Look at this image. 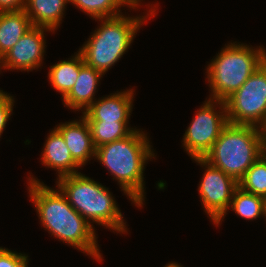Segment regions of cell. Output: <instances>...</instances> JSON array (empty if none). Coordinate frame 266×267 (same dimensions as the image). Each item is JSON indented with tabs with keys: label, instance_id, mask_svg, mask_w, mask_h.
<instances>
[{
	"label": "cell",
	"instance_id": "6da1fadb",
	"mask_svg": "<svg viewBox=\"0 0 266 267\" xmlns=\"http://www.w3.org/2000/svg\"><path fill=\"white\" fill-rule=\"evenodd\" d=\"M31 174L27 177V190L44 230L60 242L102 262L103 256L100 253L95 227L69 204L67 197L58 187L51 188Z\"/></svg>",
	"mask_w": 266,
	"mask_h": 267
},
{
	"label": "cell",
	"instance_id": "7a4b0ae2",
	"mask_svg": "<svg viewBox=\"0 0 266 267\" xmlns=\"http://www.w3.org/2000/svg\"><path fill=\"white\" fill-rule=\"evenodd\" d=\"M148 134L134 130L121 140L96 148L95 159L110 172L119 188L138 208L145 202L144 171L148 161L156 159Z\"/></svg>",
	"mask_w": 266,
	"mask_h": 267
},
{
	"label": "cell",
	"instance_id": "3957f363",
	"mask_svg": "<svg viewBox=\"0 0 266 267\" xmlns=\"http://www.w3.org/2000/svg\"><path fill=\"white\" fill-rule=\"evenodd\" d=\"M146 6L150 7L149 11L147 9L141 16L121 14L112 18L96 19L95 21H100V26L78 49L84 63L105 76L106 72L128 52L135 35L145 22L157 15L159 6L157 3Z\"/></svg>",
	"mask_w": 266,
	"mask_h": 267
},
{
	"label": "cell",
	"instance_id": "277c9868",
	"mask_svg": "<svg viewBox=\"0 0 266 267\" xmlns=\"http://www.w3.org/2000/svg\"><path fill=\"white\" fill-rule=\"evenodd\" d=\"M55 183L69 204L92 227L95 223L114 233H128L127 222L109 188L81 172L60 177Z\"/></svg>",
	"mask_w": 266,
	"mask_h": 267
},
{
	"label": "cell",
	"instance_id": "5b68a950",
	"mask_svg": "<svg viewBox=\"0 0 266 267\" xmlns=\"http://www.w3.org/2000/svg\"><path fill=\"white\" fill-rule=\"evenodd\" d=\"M228 43L205 68L210 99L225 101L266 61V48L262 45Z\"/></svg>",
	"mask_w": 266,
	"mask_h": 267
},
{
	"label": "cell",
	"instance_id": "8992f818",
	"mask_svg": "<svg viewBox=\"0 0 266 267\" xmlns=\"http://www.w3.org/2000/svg\"><path fill=\"white\" fill-rule=\"evenodd\" d=\"M260 132V127L228 123L203 159L238 182L260 157Z\"/></svg>",
	"mask_w": 266,
	"mask_h": 267
},
{
	"label": "cell",
	"instance_id": "52a82bcc",
	"mask_svg": "<svg viewBox=\"0 0 266 267\" xmlns=\"http://www.w3.org/2000/svg\"><path fill=\"white\" fill-rule=\"evenodd\" d=\"M224 102L230 124L266 128V61Z\"/></svg>",
	"mask_w": 266,
	"mask_h": 267
},
{
	"label": "cell",
	"instance_id": "ba28073f",
	"mask_svg": "<svg viewBox=\"0 0 266 267\" xmlns=\"http://www.w3.org/2000/svg\"><path fill=\"white\" fill-rule=\"evenodd\" d=\"M228 123L225 102L206 98L183 134L184 150L191 159L203 158Z\"/></svg>",
	"mask_w": 266,
	"mask_h": 267
},
{
	"label": "cell",
	"instance_id": "9c48e42d",
	"mask_svg": "<svg viewBox=\"0 0 266 267\" xmlns=\"http://www.w3.org/2000/svg\"><path fill=\"white\" fill-rule=\"evenodd\" d=\"M204 168L198 184L200 202L213 225L228 211L238 182L203 158H192Z\"/></svg>",
	"mask_w": 266,
	"mask_h": 267
},
{
	"label": "cell",
	"instance_id": "30bf717a",
	"mask_svg": "<svg viewBox=\"0 0 266 267\" xmlns=\"http://www.w3.org/2000/svg\"><path fill=\"white\" fill-rule=\"evenodd\" d=\"M45 32H53L44 27L33 26L11 50L1 58V70L33 71L43 66L46 52Z\"/></svg>",
	"mask_w": 266,
	"mask_h": 267
},
{
	"label": "cell",
	"instance_id": "8fae6325",
	"mask_svg": "<svg viewBox=\"0 0 266 267\" xmlns=\"http://www.w3.org/2000/svg\"><path fill=\"white\" fill-rule=\"evenodd\" d=\"M135 90L117 91L96 99L83 113L86 121H129L133 109Z\"/></svg>",
	"mask_w": 266,
	"mask_h": 267
},
{
	"label": "cell",
	"instance_id": "7c38bea8",
	"mask_svg": "<svg viewBox=\"0 0 266 267\" xmlns=\"http://www.w3.org/2000/svg\"><path fill=\"white\" fill-rule=\"evenodd\" d=\"M80 119L59 123L55 128L63 136L74 161L82 168L96 155L88 122L82 115Z\"/></svg>",
	"mask_w": 266,
	"mask_h": 267
},
{
	"label": "cell",
	"instance_id": "4fadbf2b",
	"mask_svg": "<svg viewBox=\"0 0 266 267\" xmlns=\"http://www.w3.org/2000/svg\"><path fill=\"white\" fill-rule=\"evenodd\" d=\"M41 152V164L57 171L60 177L79 173L81 167L74 161L61 133L54 127L46 137Z\"/></svg>",
	"mask_w": 266,
	"mask_h": 267
},
{
	"label": "cell",
	"instance_id": "5bb4252c",
	"mask_svg": "<svg viewBox=\"0 0 266 267\" xmlns=\"http://www.w3.org/2000/svg\"><path fill=\"white\" fill-rule=\"evenodd\" d=\"M103 76L101 72L84 64L73 88L62 99L64 106L73 111L81 110L83 113L97 99L96 90Z\"/></svg>",
	"mask_w": 266,
	"mask_h": 267
},
{
	"label": "cell",
	"instance_id": "9a60e30c",
	"mask_svg": "<svg viewBox=\"0 0 266 267\" xmlns=\"http://www.w3.org/2000/svg\"><path fill=\"white\" fill-rule=\"evenodd\" d=\"M68 4L69 0H25L24 11L32 26L48 28L55 33Z\"/></svg>",
	"mask_w": 266,
	"mask_h": 267
},
{
	"label": "cell",
	"instance_id": "2e32d148",
	"mask_svg": "<svg viewBox=\"0 0 266 267\" xmlns=\"http://www.w3.org/2000/svg\"><path fill=\"white\" fill-rule=\"evenodd\" d=\"M24 10L0 12V59L32 28Z\"/></svg>",
	"mask_w": 266,
	"mask_h": 267
},
{
	"label": "cell",
	"instance_id": "e0dca14e",
	"mask_svg": "<svg viewBox=\"0 0 266 267\" xmlns=\"http://www.w3.org/2000/svg\"><path fill=\"white\" fill-rule=\"evenodd\" d=\"M81 53L77 50L68 60H59L51 65L48 72V80L53 89L61 93L63 99L73 88L79 75L80 68L84 65Z\"/></svg>",
	"mask_w": 266,
	"mask_h": 267
},
{
	"label": "cell",
	"instance_id": "ac0fdd59",
	"mask_svg": "<svg viewBox=\"0 0 266 267\" xmlns=\"http://www.w3.org/2000/svg\"><path fill=\"white\" fill-rule=\"evenodd\" d=\"M230 209L214 224L220 226L223 219L229 212L233 210L236 215L246 220H257V218L266 217V199L253 193L246 192L237 187L233 193V197L229 206Z\"/></svg>",
	"mask_w": 266,
	"mask_h": 267
},
{
	"label": "cell",
	"instance_id": "d6986e66",
	"mask_svg": "<svg viewBox=\"0 0 266 267\" xmlns=\"http://www.w3.org/2000/svg\"><path fill=\"white\" fill-rule=\"evenodd\" d=\"M90 127L94 146L100 147L113 141L121 140L130 135L136 128L129 126V121H87ZM131 127V128H130Z\"/></svg>",
	"mask_w": 266,
	"mask_h": 267
},
{
	"label": "cell",
	"instance_id": "ffe728a7",
	"mask_svg": "<svg viewBox=\"0 0 266 267\" xmlns=\"http://www.w3.org/2000/svg\"><path fill=\"white\" fill-rule=\"evenodd\" d=\"M69 3L95 20L119 16L123 14L121 8L125 6L131 10L140 9V7H131L125 0H69Z\"/></svg>",
	"mask_w": 266,
	"mask_h": 267
},
{
	"label": "cell",
	"instance_id": "44dd1931",
	"mask_svg": "<svg viewBox=\"0 0 266 267\" xmlns=\"http://www.w3.org/2000/svg\"><path fill=\"white\" fill-rule=\"evenodd\" d=\"M238 187L266 199V162L259 157L238 181Z\"/></svg>",
	"mask_w": 266,
	"mask_h": 267
},
{
	"label": "cell",
	"instance_id": "7402d4cb",
	"mask_svg": "<svg viewBox=\"0 0 266 267\" xmlns=\"http://www.w3.org/2000/svg\"><path fill=\"white\" fill-rule=\"evenodd\" d=\"M27 254L0 247V267H28Z\"/></svg>",
	"mask_w": 266,
	"mask_h": 267
},
{
	"label": "cell",
	"instance_id": "603a6c76",
	"mask_svg": "<svg viewBox=\"0 0 266 267\" xmlns=\"http://www.w3.org/2000/svg\"><path fill=\"white\" fill-rule=\"evenodd\" d=\"M14 97L0 89V138L6 128V124L13 115Z\"/></svg>",
	"mask_w": 266,
	"mask_h": 267
},
{
	"label": "cell",
	"instance_id": "cb8c5ba5",
	"mask_svg": "<svg viewBox=\"0 0 266 267\" xmlns=\"http://www.w3.org/2000/svg\"><path fill=\"white\" fill-rule=\"evenodd\" d=\"M25 0H0V12L24 10Z\"/></svg>",
	"mask_w": 266,
	"mask_h": 267
},
{
	"label": "cell",
	"instance_id": "d4e9b609",
	"mask_svg": "<svg viewBox=\"0 0 266 267\" xmlns=\"http://www.w3.org/2000/svg\"><path fill=\"white\" fill-rule=\"evenodd\" d=\"M260 158L266 162V128H261L260 132Z\"/></svg>",
	"mask_w": 266,
	"mask_h": 267
},
{
	"label": "cell",
	"instance_id": "484cf974",
	"mask_svg": "<svg viewBox=\"0 0 266 267\" xmlns=\"http://www.w3.org/2000/svg\"><path fill=\"white\" fill-rule=\"evenodd\" d=\"M131 7H141L143 0H125Z\"/></svg>",
	"mask_w": 266,
	"mask_h": 267
},
{
	"label": "cell",
	"instance_id": "4316f807",
	"mask_svg": "<svg viewBox=\"0 0 266 267\" xmlns=\"http://www.w3.org/2000/svg\"><path fill=\"white\" fill-rule=\"evenodd\" d=\"M164 267H183L182 265H180L179 263L177 262H169L167 263Z\"/></svg>",
	"mask_w": 266,
	"mask_h": 267
}]
</instances>
